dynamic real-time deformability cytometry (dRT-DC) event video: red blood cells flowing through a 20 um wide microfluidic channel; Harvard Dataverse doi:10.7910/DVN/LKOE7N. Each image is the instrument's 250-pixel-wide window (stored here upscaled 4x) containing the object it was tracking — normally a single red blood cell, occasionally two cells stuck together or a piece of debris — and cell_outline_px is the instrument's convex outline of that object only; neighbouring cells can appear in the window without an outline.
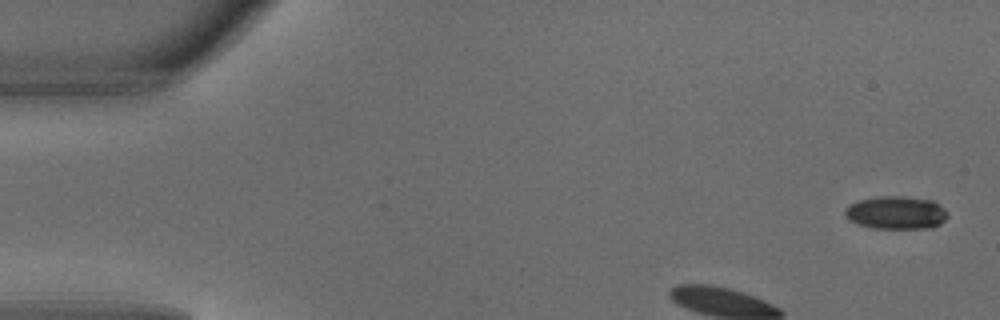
{"species": "common noctule bat (a hibernating species)", "species_latin": "Nyctalus noctula", "temperature_condition": "warm", "stored_images_in_passage": 5, "segment_of_instrument_passage": [1, 2], "camera_frame_rate_fps": 3000, "um_per_image_px": 0.085, "animal": {"sex": "male", "body_mass_g": 18.8}, "frame": {"image": 1, "passage_image": 1, "time_ms": 0.0, "image_size_px": [1000, 320], "cell_outline_px": [[948, 216], [940, 224], [932, 228], [872, 228], [848, 220], [844, 212], [848, 204], [860, 200], [880, 196], [900, 196], [932, 200], [944, 208], [948, 212]], "centroid_in_image_um": [76.18, 18.08], "position_along_channel_um": 8.8, "area_um2": 19.71}}
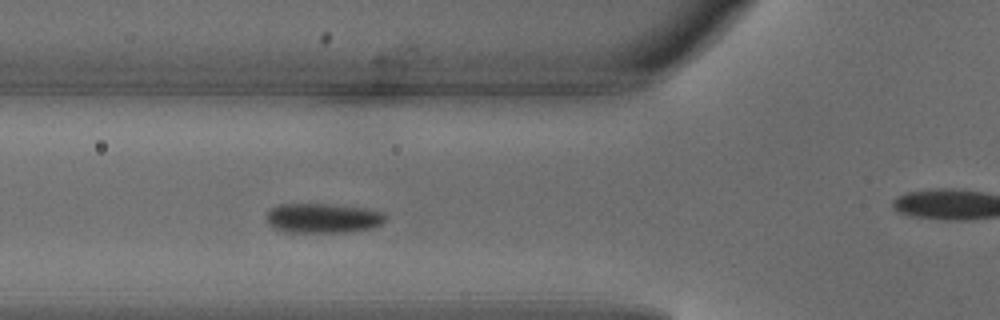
{"frame": {"image": 2, "passage_image": 4, "time_ms": 1.0, "image_size_px": [1000, 320], "cell_outline_px": [[384, 220], [380, 224], [372, 228], [344, 232], [284, 232], [272, 228], [268, 224], [264, 216], [272, 208], [280, 204], [332, 204], [364, 208], [384, 212]], "centroid_in_image_um": [27.38, 18.54], "position_along_channel_um": 98.4, "area_um2": 20.63}}